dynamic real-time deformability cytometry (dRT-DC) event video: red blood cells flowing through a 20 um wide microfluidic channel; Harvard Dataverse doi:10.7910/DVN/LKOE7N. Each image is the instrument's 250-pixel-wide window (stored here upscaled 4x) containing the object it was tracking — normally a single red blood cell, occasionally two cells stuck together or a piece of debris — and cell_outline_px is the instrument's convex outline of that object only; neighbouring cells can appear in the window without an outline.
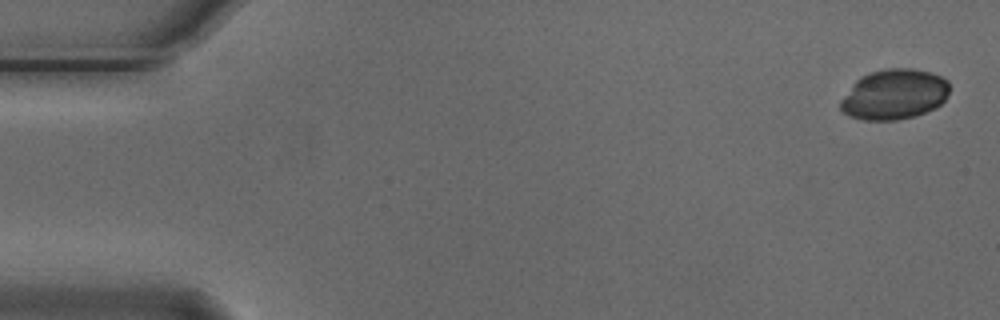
{"species": "Egyptian fruit bat (a non-hibernating species)", "species_latin": "Rousettus aegyptiacus", "temperature_condition": "cold", "stored_images_in_passage": 5, "camera_frame_rate_fps": 3000, "um_per_image_px": 0.085, "animal": {"sex": "male"}, "frame": {"image": 1, "passage_image": 1, "time_ms": 0.0, "image_size_px": [1000, 320], "cell_outline_px": [[948, 92], [944, 100], [936, 108], [912, 116], [896, 120], [864, 120], [852, 116], [844, 112], [840, 108], [840, 100], [856, 80], [860, 76], [884, 68], [912, 68], [932, 72], [948, 80]], "centroid_in_image_um": [76.01, 8.0], "position_along_channel_um": 9.0, "area_um2": 31.79}}
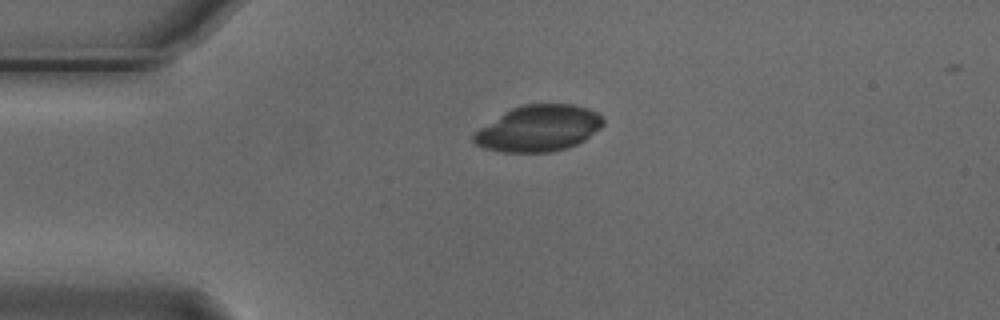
{"frame": {"image": 2, "passage_image": 4, "time_ms": 1.0, "image_size_px": [1000, 320], "cell_outline_px": [[604, 124], [600, 128], [584, 140], [568, 148], [552, 152], [500, 152], [484, 148], [476, 144], [472, 140], [472, 136], [480, 128], [512, 108], [520, 104], [572, 104], [588, 108], [596, 112], [604, 120]], "centroid_in_image_um": [45.79, 10.92], "position_along_channel_um": 39.2, "area_um2": 34.68}}